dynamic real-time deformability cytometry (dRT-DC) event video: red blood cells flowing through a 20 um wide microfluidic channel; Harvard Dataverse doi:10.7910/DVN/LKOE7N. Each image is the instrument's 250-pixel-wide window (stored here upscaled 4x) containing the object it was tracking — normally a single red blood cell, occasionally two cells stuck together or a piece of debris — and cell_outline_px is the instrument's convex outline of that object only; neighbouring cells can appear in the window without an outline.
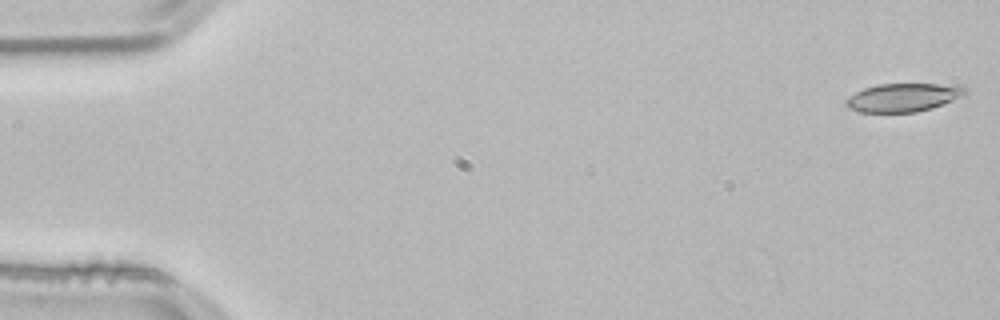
{"species": "common noctule bat (a hibernating species)", "species_latin": "Nyctalus noctula", "temperature_condition": "room temperature", "stored_images_in_passage": 53, "camera_frame_rate_fps": 3000, "um_per_image_px": 0.085, "animal": {"sex": "male", "body_mass_g": 21.5, "forearm_length_mm": 52.0}, "frame": {"image": 1, "passage_image": 1, "time_ms": 0.0, "image_size_px": [1000, 320], "cell_outline_px": [[968, 92], [964, 96], [932, 108], [916, 112], [860, 112], [848, 108], [844, 104], [844, 100], [848, 96], [864, 88], [876, 84], [936, 84], [968, 88]], "centroid_in_image_um": [76.73, 8.29], "position_along_channel_um": 8.3, "area_um2": 19.71}}
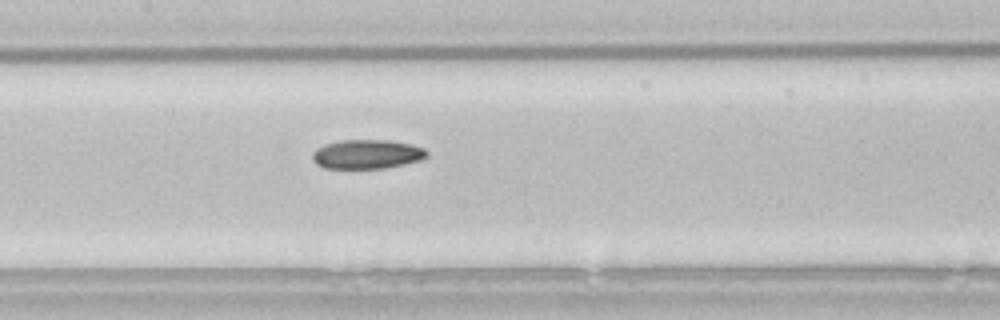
{"frame": {"image": 2, "passage_image": 25, "time_ms": 8.0, "image_size_px": [1000, 320], "cell_outline_px": [[428, 156], [420, 160], [404, 164], [384, 168], [324, 168], [316, 164], [312, 160], [312, 152], [316, 148], [324, 144], [340, 140], [388, 140], [412, 144], [424, 148], [428, 152]], "centroid_in_image_um": [31.17, 13.1], "position_along_channel_um": 176.2, "area_um2": 19.59}}
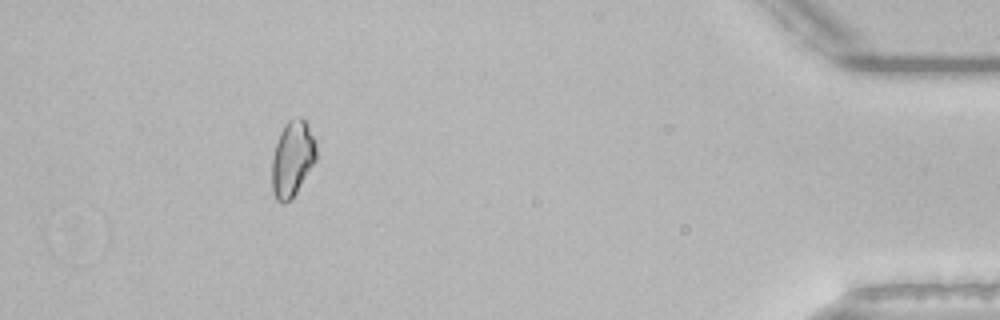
{"frame": {"image": 3, "passage_image": 48, "time_ms": 15.667, "image_size_px": [1000, 320], "cell_outline_px": [[316, 160], [296, 192], [284, 204], [280, 204], [276, 200], [272, 188], [272, 156], [280, 132], [284, 124], [288, 120], [300, 116], [308, 124], [316, 144]], "centroid_in_image_um": [24.84, 13.47], "position_along_channel_um": 410.4, "area_um2": 19.48}}